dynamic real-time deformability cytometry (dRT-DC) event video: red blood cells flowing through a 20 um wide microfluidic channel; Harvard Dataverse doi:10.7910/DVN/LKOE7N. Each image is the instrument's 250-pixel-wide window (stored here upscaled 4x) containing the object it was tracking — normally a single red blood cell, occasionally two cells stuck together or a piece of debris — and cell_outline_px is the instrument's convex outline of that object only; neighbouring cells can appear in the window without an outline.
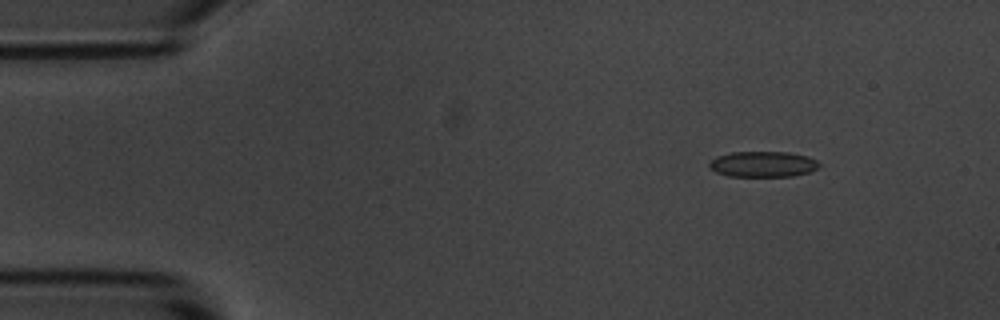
{"species": "common noctule bat (a hibernating species)", "species_latin": "Nyctalus noctula", "temperature_condition": "room temperature", "stored_images_in_passage": 7, "camera_frame_rate_fps": 3000, "um_per_image_px": 0.085, "animal": {"sex": "male", "body_mass_g": 20.1, "forearm_length_mm": 53.5}, "frame": {"image": 1, "passage_image": 2, "time_ms": 1.333, "image_size_px": [1000, 320], "cell_outline_px": [[820, 168], [808, 172], [792, 176], [728, 176], [716, 172], [708, 168], [708, 164], [716, 156], [732, 152], [788, 152], [808, 156], [816, 160], [820, 164]], "centroid_in_image_um": [64.84, 13.95], "position_along_channel_um": 20.2, "area_um2": 16.53}}
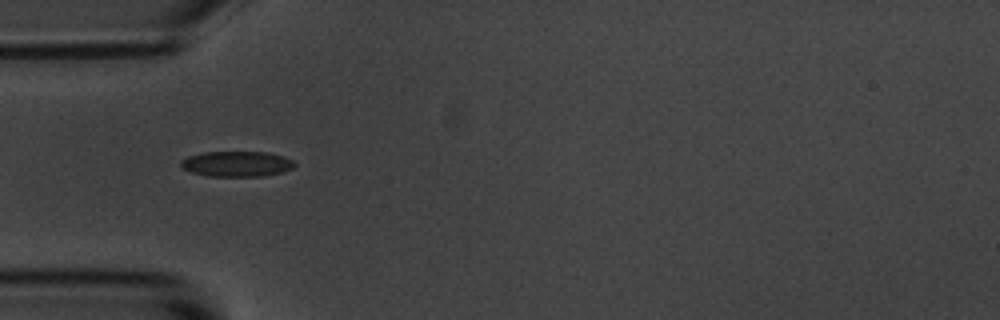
{"frame": {"image": 2, "passage_image": 5, "time_ms": 4.667, "image_size_px": [1000, 320], "cell_outline_px": [[296, 164], [292, 168], [280, 172], [264, 176], [208, 176], [192, 172], [184, 168], [180, 164], [180, 160], [188, 156], [204, 152], [268, 152], [284, 156], [292, 160]], "centroid_in_image_um": [20.12, 13.92], "position_along_channel_um": 64.9, "area_um2": 16.76}}
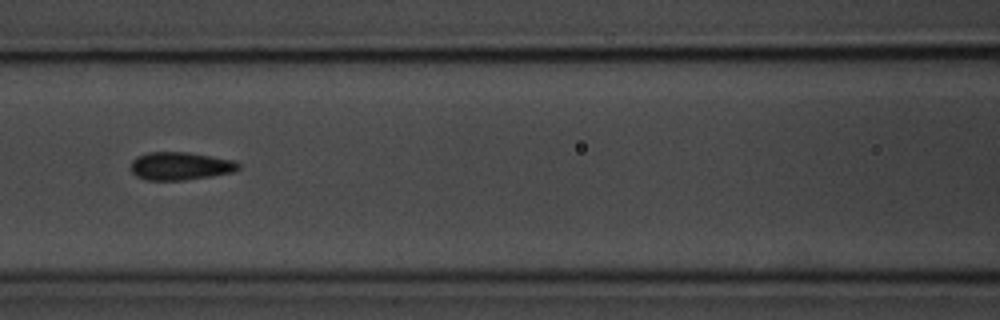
{"frame": {"image": 3, "passage_image": 7, "time_ms": 7.0, "image_size_px": [1000, 320], "cell_outline_px": [[240, 168], [232, 172], [212, 176], [184, 180], [148, 180], [136, 176], [132, 172], [132, 160], [136, 156], [148, 152], [188, 152], [236, 160], [240, 164]], "centroid_in_image_um": [15.35, 14.1], "position_along_channel_um": 151.3, "area_um2": 17.63}}